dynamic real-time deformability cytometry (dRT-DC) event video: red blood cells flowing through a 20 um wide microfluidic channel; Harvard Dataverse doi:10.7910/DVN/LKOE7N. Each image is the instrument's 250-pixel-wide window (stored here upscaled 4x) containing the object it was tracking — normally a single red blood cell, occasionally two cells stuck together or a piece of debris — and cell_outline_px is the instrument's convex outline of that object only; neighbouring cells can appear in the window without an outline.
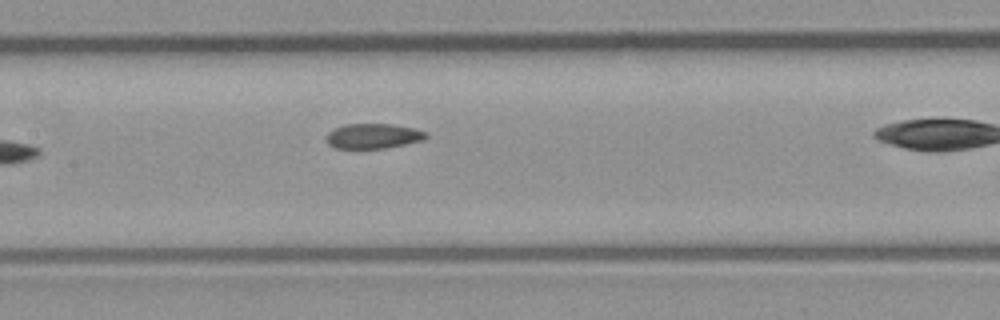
{"species": "common noctule bat (a hibernating species)", "species_latin": "Nyctalus noctula", "temperature_condition": "room temperature", "stored_images_in_passage": 6, "segment_of_instrument_passage": [1, 2], "camera_frame_rate_fps": 3000, "um_per_image_px": 0.085, "animal": {"sex": "male", "body_mass_g": 23.1, "forearm_length_mm": 52.7}, "frame": {"image": 1, "passage_image": 5, "time_ms": 1.333, "image_size_px": [1000, 320], "cell_outline_px": [[428, 136], [424, 140], [384, 148], [336, 148], [328, 144], [328, 132], [344, 124], [392, 124], [416, 128], [428, 132]], "centroid_in_image_um": [31.78, 11.55], "position_along_channel_um": 175.6, "area_um2": 14.45}}